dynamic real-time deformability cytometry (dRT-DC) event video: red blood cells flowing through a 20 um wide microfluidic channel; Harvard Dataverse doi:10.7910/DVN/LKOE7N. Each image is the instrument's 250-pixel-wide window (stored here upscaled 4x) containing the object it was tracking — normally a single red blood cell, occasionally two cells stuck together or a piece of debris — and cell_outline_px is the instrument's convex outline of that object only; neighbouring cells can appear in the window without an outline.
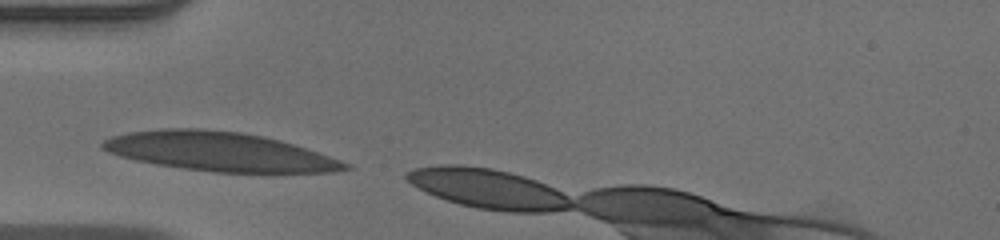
{"species": "human", "species_latin": "Homo sapiens", "temperature_condition": "warm", "stored_images_in_passage": 3, "camera_frame_rate_fps": 3000, "um_per_image_px": 0.085, "donor": {"sex": "male"}, "frame": {"image": 1, "passage_image": 1, "time_ms": 0.0, "image_size_px": [1000, 240], "cell_outline_px": [[352, 168], [336, 172], [216, 172], [184, 168], [156, 164], [136, 160], [120, 156], [108, 152], [100, 148], [100, 144], [104, 140], [112, 136], [128, 132], [164, 128], [204, 128], [240, 132], [264, 136], [280, 140], [352, 164]], "centroid_in_image_um": [18.62, 12.88], "position_along_channel_um": 66.4, "area_um2": 54.91}}